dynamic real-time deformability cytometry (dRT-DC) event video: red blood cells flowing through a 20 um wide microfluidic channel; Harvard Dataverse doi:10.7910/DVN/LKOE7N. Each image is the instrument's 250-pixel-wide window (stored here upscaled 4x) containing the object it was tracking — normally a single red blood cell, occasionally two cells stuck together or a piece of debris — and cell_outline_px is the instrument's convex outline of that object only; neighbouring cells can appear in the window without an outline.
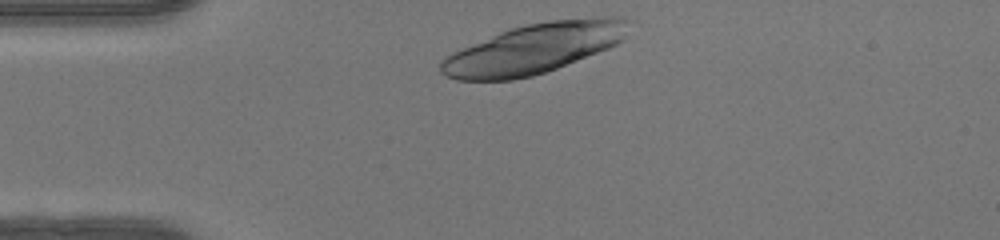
{"species": "human", "species_latin": "Homo sapiens", "temperature_condition": "warm", "stored_images_in_passage": 30, "camera_frame_rate_fps": 3000, "um_per_image_px": 0.085, "donor": {"sex": "female"}, "frame": {"image": 1, "passage_image": 1, "time_ms": 0.0, "image_size_px": [1000, 240], "cell_outline_px": [[624, 40], [608, 48], [556, 68], [532, 76], [512, 80], [456, 80], [440, 72], [440, 60], [444, 56], [452, 52], [508, 28], [528, 24], [552, 20], [596, 16], [624, 16]], "centroid_in_image_um": [45.32, 4.13], "position_along_channel_um": 39.7, "area_um2": 54.27}}